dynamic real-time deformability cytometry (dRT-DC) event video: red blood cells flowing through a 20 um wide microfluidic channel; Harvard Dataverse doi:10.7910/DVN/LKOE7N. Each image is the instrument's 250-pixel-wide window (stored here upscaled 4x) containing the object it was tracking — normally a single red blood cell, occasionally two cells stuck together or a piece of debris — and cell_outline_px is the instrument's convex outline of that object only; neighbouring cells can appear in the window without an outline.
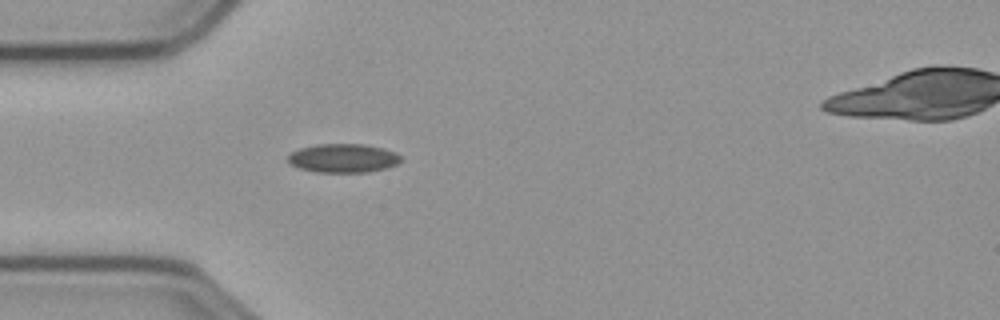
{"species": "common noctule bat (a hibernating species)", "species_latin": "Nyctalus noctula", "temperature_condition": "cold", "stored_images_in_passage": 37, "camera_frame_rate_fps": 3000, "um_per_image_px": 0.085, "animal": {"sex": "male", "body_mass_g": 23.1, "forearm_length_mm": 52.7}, "frame": {"image": 1, "passage_image": 1, "time_ms": 0.0, "image_size_px": [1000, 320], "cell_outline_px": [[400, 160], [396, 164], [384, 168], [368, 172], [316, 172], [300, 168], [288, 164], [288, 156], [292, 152], [300, 148], [316, 144], [360, 144], [384, 148], [396, 152], [400, 156]], "centroid_in_image_um": [29.14, 13.44], "position_along_channel_um": 55.9, "area_um2": 18.84}}
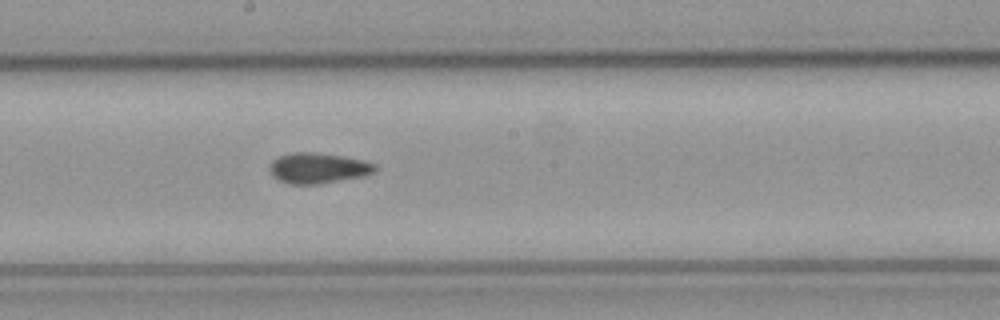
{"frame": {"image": 2, "passage_image": 15, "time_ms": 4.667, "image_size_px": [1000, 320], "cell_outline_px": [[376, 168], [372, 172], [364, 176], [320, 184], [288, 184], [272, 176], [268, 168], [272, 160], [280, 156], [292, 152], [312, 152], [340, 156], [360, 160], [376, 164]], "centroid_in_image_um": [26.98, 14.3], "position_along_channel_um": 221.2, "area_um2": 18.61}}
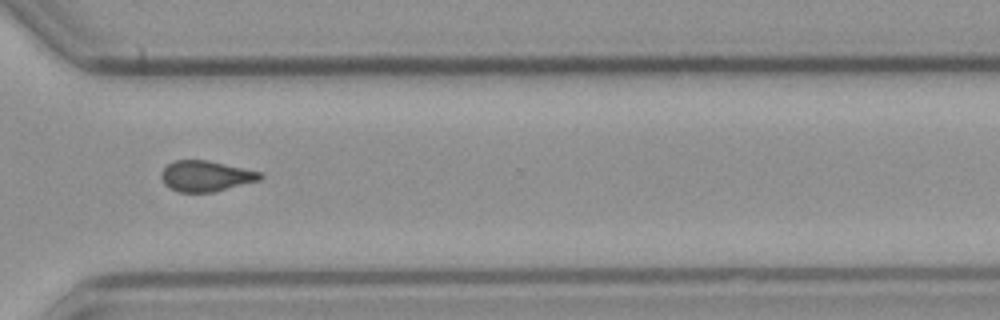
{"frame": {"image": 3, "passage_image": 26, "time_ms": 8.333, "image_size_px": [1000, 320], "cell_outline_px": [[264, 176], [260, 180], [212, 192], [180, 192], [168, 188], [164, 184], [160, 176], [160, 172], [168, 164], [176, 160], [208, 160], [260, 172]], "centroid_in_image_um": [17.46, 14.96], "position_along_channel_um": 353.1, "area_um2": 17.63}, "authors_computed_cell_mechanics": {"area_um2": 17.8602, "velocity_mm_per_s": 3.6114, "shape_relaxation_time_tau1_ms": null, "shape_relaxation_time_tau2_ms": 3.369, "deformation_change_tau1": null, "deformation_change_tau2": 0.0777}}